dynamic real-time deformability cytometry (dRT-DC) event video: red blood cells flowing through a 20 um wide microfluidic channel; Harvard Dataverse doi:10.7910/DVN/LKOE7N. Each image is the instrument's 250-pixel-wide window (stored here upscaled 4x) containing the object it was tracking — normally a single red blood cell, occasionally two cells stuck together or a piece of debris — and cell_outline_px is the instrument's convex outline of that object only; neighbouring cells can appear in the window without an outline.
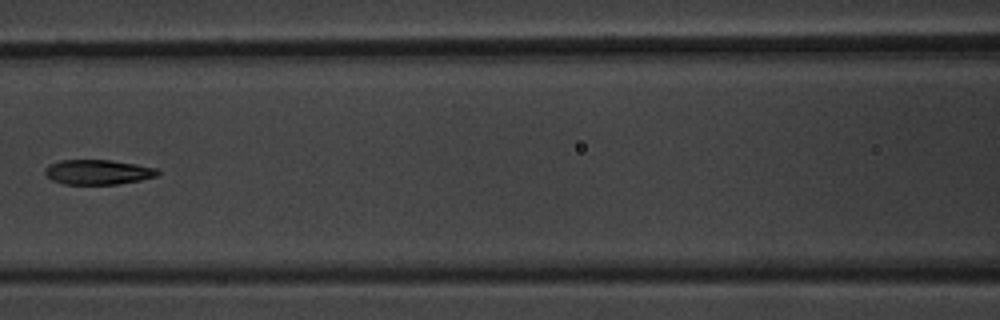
{"species": "common noctule bat (a hibernating species)", "species_latin": "Nyctalus noctula", "temperature_condition": "warm", "stored_images_in_passage": 8, "camera_frame_rate_fps": 3000, "um_per_image_px": 0.085, "animal": {"sex": "male", "body_mass_g": 20.1, "forearm_length_mm": 53.5}, "frame": {"image": 1, "passage_image": 7, "time_ms": 7.0, "image_size_px": [1000, 320], "cell_outline_px": [[160, 172], [156, 176], [140, 180], [116, 184], [64, 184], [52, 180], [44, 172], [48, 164], [60, 160], [112, 160], [160, 168]], "centroid_in_image_um": [8.35, 14.62], "position_along_channel_um": 158.3, "area_um2": 16.36}}
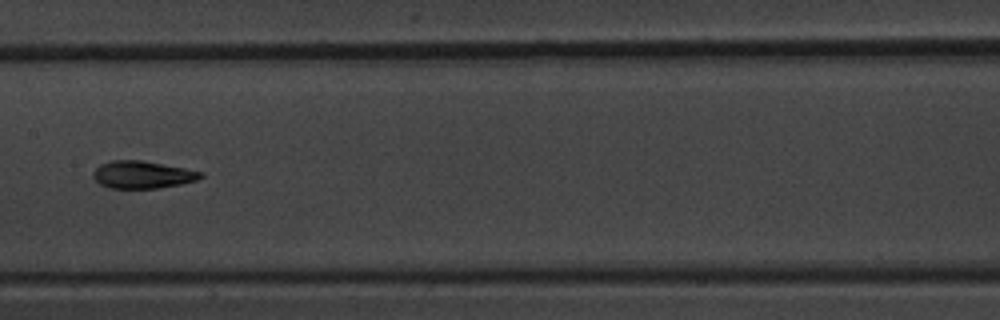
{"frame": {"image": 2, "passage_image": 8, "time_ms": 8.0, "image_size_px": [1000, 320], "cell_outline_px": [[204, 176], [196, 180], [180, 184], [156, 188], [108, 188], [100, 184], [92, 176], [92, 172], [100, 164], [112, 160], [140, 160], [184, 168], [204, 172]], "centroid_in_image_um": [12.08, 14.84], "position_along_channel_um": 195.3, "area_um2": 17.11}}